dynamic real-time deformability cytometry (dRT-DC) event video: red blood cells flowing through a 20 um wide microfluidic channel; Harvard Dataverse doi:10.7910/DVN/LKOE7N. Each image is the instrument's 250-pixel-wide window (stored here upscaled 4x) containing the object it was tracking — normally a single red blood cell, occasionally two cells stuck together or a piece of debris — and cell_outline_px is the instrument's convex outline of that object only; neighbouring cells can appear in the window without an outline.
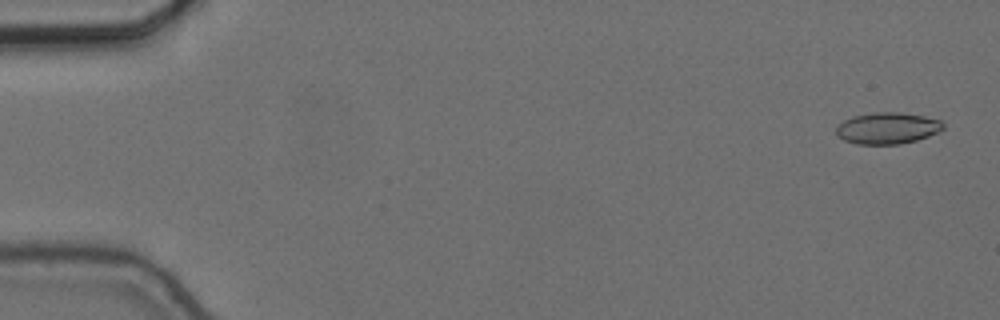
{"species": "common noctule bat (a hibernating species)", "species_latin": "Nyctalus noctula", "temperature_condition": "cold", "stored_images_in_passage": 56, "camera_frame_rate_fps": 3000, "um_per_image_px": 0.085, "animal": {"sex": "female", "body_mass_g": 24.6, "forearm_length_mm": 56.2}, "frame": {"image": 1, "passage_image": 2, "time_ms": 0.333, "image_size_px": [1000, 320], "cell_outline_px": [[944, 128], [940, 132], [916, 140], [900, 144], [856, 144], [844, 140], [836, 136], [836, 128], [844, 120], [852, 116], [872, 112], [900, 112], [924, 116], [940, 120], [944, 124]], "centroid_in_image_um": [75.43, 10.89], "position_along_channel_um": 9.6, "area_um2": 19.77}}
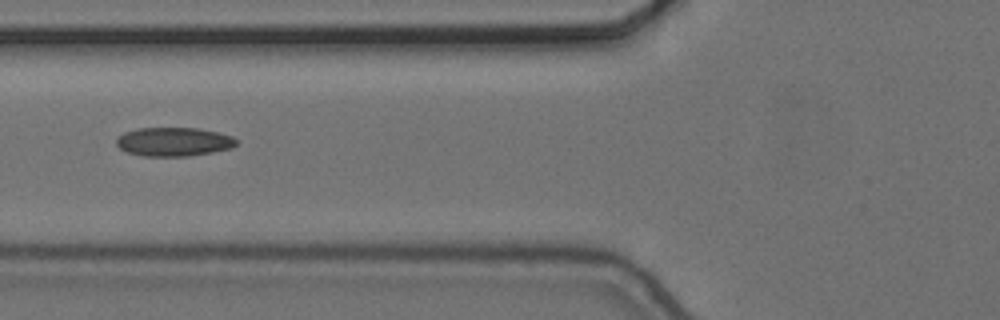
{"frame": {"image": 2, "passage_image": 22, "time_ms": 7.0, "image_size_px": [1000, 320], "cell_outline_px": [[236, 144], [232, 148], [212, 152], [188, 156], [144, 156], [128, 152], [120, 148], [116, 144], [116, 140], [124, 132], [140, 128], [200, 128], [232, 136], [236, 140]], "centroid_in_image_um": [14.77, 12.05], "position_along_channel_um": 111.0, "area_um2": 20.0}}
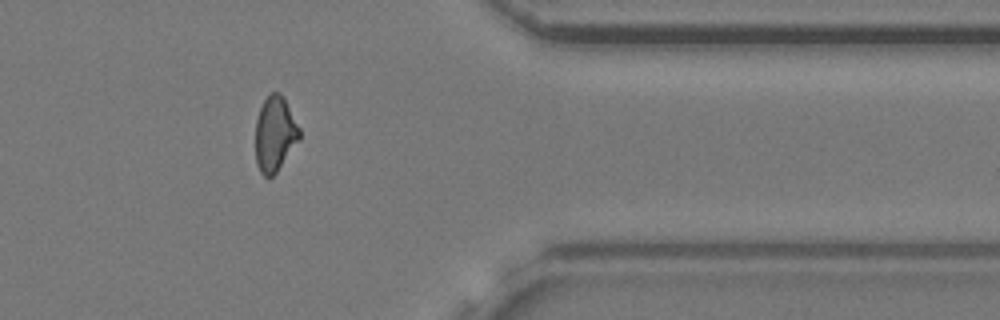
{"frame": {"image": 3, "passage_image": 46, "time_ms": 15.0, "image_size_px": [1000, 320], "cell_outline_px": [[300, 140], [276, 172], [272, 176], [264, 176], [260, 172], [256, 164], [256, 120], [260, 108], [264, 100], [272, 92], [280, 92], [284, 96], [300, 128]], "centroid_in_image_um": [23.38, 11.37], "position_along_channel_um": 388.0, "area_um2": 19.31}, "authors_computed_cell_mechanics": {"area_um2": 19.363, "velocity_mm_per_s": 3.6713, "shape_relaxation_time_tau1_ms": null, "shape_relaxation_time_tau2_ms": 3.2112, "deformation_change_tau1": null, "deformation_change_tau2": 0.1022}}